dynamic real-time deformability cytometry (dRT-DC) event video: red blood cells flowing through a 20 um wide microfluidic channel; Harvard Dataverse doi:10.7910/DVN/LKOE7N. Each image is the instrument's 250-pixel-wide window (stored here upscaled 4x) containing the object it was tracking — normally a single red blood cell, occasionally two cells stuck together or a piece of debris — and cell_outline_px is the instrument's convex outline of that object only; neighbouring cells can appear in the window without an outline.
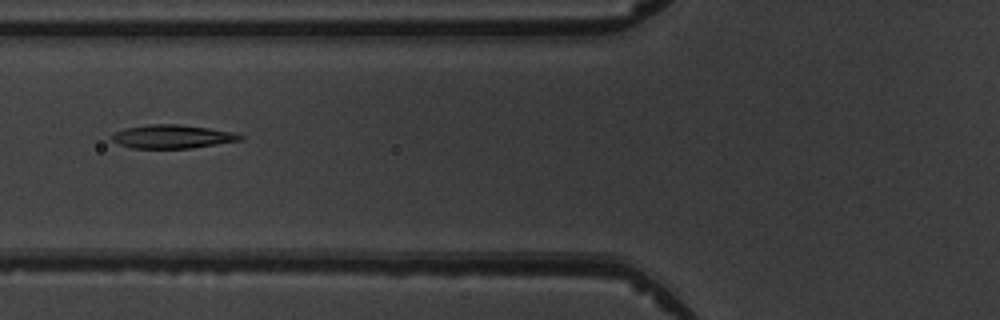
{"species": "common noctule bat (a hibernating species)", "species_latin": "Nyctalus noctula", "temperature_condition": "warm", "stored_images_in_passage": 3, "camera_frame_rate_fps": 3000, "um_per_image_px": 0.085, "animal": {"sex": "male", "body_mass_g": 19.5, "forearm_length_mm": 54.6}, "frame": {"image": 1, "passage_image": 2, "time_ms": 1.333, "image_size_px": [1000, 320], "cell_outline_px": [[244, 140], [192, 148], [132, 148], [120, 144], [112, 140], [112, 136], [116, 132], [124, 128], [152, 124], [180, 124], [208, 128], [232, 132], [244, 136]], "centroid_in_image_um": [14.69, 11.61], "position_along_channel_um": 111.1, "area_um2": 17.51}}
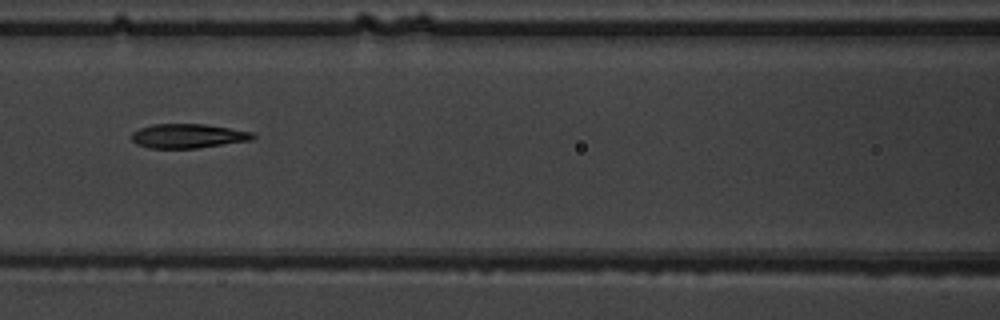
{"frame": {"image": 2, "passage_image": 3, "time_ms": 2.333, "image_size_px": [1000, 320], "cell_outline_px": [[256, 136], [252, 140], [196, 148], [148, 148], [136, 144], [132, 140], [132, 132], [140, 128], [152, 124], [204, 124], [252, 132]], "centroid_in_image_um": [15.95, 11.56], "position_along_channel_um": 150.6, "area_um2": 17.05}}